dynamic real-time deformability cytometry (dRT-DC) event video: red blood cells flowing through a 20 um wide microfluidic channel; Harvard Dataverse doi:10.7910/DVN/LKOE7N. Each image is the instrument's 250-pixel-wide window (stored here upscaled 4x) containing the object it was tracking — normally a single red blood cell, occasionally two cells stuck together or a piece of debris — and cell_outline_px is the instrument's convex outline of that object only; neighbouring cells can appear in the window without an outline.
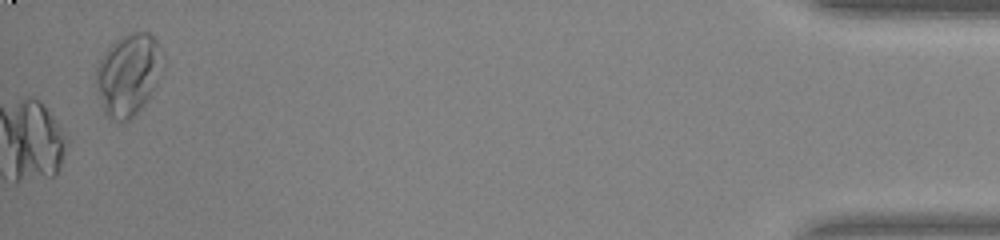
{"species": "common noctule bat (a hibernating species)", "species_latin": "Nyctalus noctula", "temperature_condition": "warm", "stored_images_in_passage": 48, "camera_frame_rate_fps": 3000, "um_per_image_px": 0.085, "animal": {"sex": "male", "body_mass_g": 20.0, "forearm_length_mm": 53.3}, "frame": {"image": 1, "passage_image": 48, "time_ms": 15.667, "image_size_px": [1000, 240], "cell_outline_px": [[156, 84], [144, 104], [136, 116], [120, 124], [112, 120], [104, 112], [96, 84], [96, 68], [100, 60], [108, 48], [120, 36], [136, 32], [148, 32], [156, 40]], "centroid_in_image_um": [10.8, 6.42], "position_along_channel_um": 424.4, "area_um2": 30.4}}